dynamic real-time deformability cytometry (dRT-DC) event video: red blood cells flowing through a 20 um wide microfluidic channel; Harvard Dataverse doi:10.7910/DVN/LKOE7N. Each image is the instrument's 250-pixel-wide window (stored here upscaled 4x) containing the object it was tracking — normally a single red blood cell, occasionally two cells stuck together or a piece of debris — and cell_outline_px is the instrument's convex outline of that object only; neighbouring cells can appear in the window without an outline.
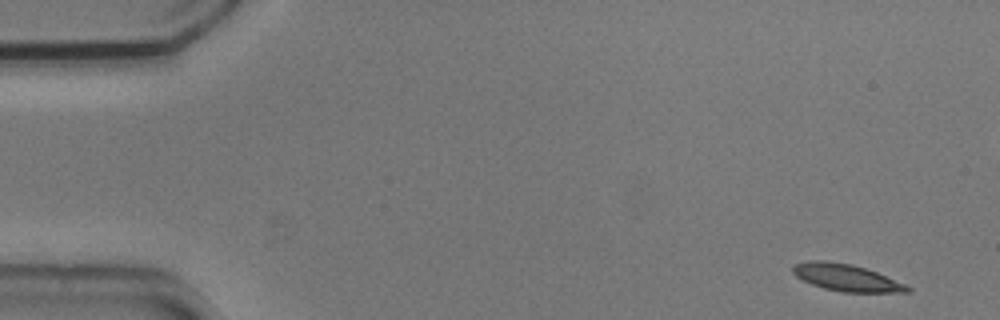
{"species": "common noctule bat (a hibernating species)", "species_latin": "Nyctalus noctula", "temperature_condition": "cold", "stored_images_in_passage": 8, "camera_frame_rate_fps": 3000, "um_per_image_px": 0.085, "animal": {"sex": "male", "body_mass_g": 20.5, "forearm_length_mm": 52.5}, "frame": {"image": 1, "passage_image": 1, "time_ms": 0.0, "image_size_px": [1000, 320], "cell_outline_px": [[912, 292], [840, 292], [824, 288], [812, 284], [796, 276], [792, 272], [792, 268], [796, 264], [808, 260], [828, 260], [852, 264], [876, 272], [904, 284], [912, 288]], "centroid_in_image_um": [71.92, 23.59], "position_along_channel_um": 13.1, "area_um2": 17.86}}
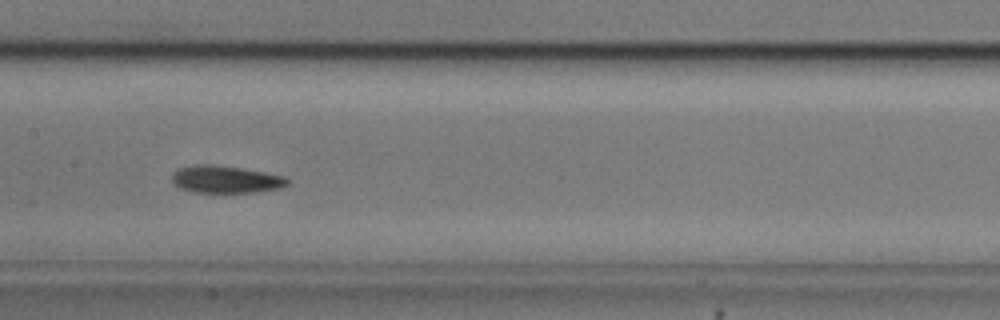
{"frame": {"image": 2, "passage_image": 8, "time_ms": 2.333, "image_size_px": [1000, 320], "cell_outline_px": [[288, 184], [280, 188], [252, 192], [192, 192], [180, 188], [172, 180], [172, 172], [180, 168], [196, 164], [216, 164], [264, 172], [284, 176], [288, 180]], "centroid_in_image_um": [19.15, 15.24], "position_along_channel_um": 188.2, "area_um2": 18.26}}